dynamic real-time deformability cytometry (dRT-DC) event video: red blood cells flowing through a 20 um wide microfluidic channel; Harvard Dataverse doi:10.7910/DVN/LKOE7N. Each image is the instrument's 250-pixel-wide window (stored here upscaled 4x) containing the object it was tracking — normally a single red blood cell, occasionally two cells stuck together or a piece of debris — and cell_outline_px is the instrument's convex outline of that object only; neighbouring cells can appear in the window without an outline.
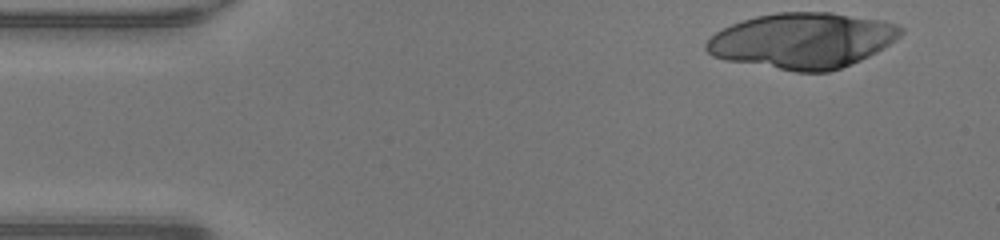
{"species": "human", "species_latin": "Homo sapiens", "temperature_condition": "warm", "stored_images_in_passage": 11, "camera_frame_rate_fps": 3000, "um_per_image_px": 0.085, "donor": {"sex": "male"}, "frame": {"image": 1, "passage_image": 1, "time_ms": 0.0, "image_size_px": [1000, 240], "cell_outline_px": [[904, 32], [900, 36], [876, 52], [852, 64], [828, 72], [796, 72], [724, 60], [712, 56], [704, 48], [704, 44], [716, 32], [732, 24], [756, 16], [776, 12], [832, 12], [884, 20], [896, 24], [904, 28]], "centroid_in_image_um": [68.21, 3.45], "position_along_channel_um": 16.8, "area_um2": 63.18}}